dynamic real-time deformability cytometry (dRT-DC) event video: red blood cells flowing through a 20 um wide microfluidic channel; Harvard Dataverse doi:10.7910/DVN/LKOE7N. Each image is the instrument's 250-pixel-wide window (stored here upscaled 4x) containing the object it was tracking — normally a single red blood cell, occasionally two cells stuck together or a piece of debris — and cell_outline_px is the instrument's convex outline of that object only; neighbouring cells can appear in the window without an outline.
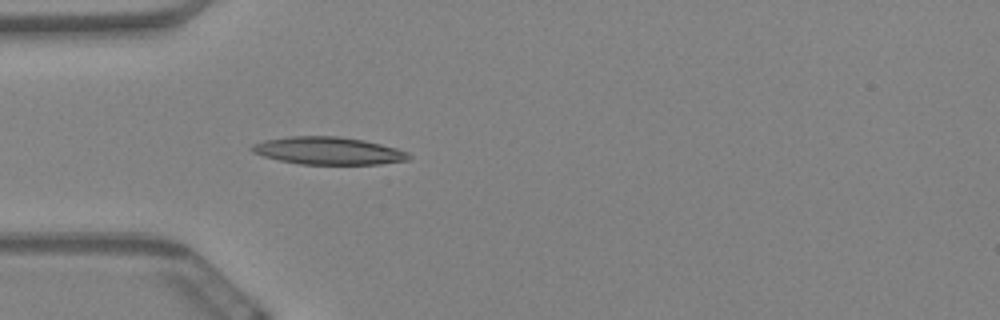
{"species": "Egyptian fruit bat (a non-hibernating species)", "species_latin": "Rousettus aegyptiacus", "temperature_condition": "warm", "stored_images_in_passage": 15, "camera_frame_rate_fps": 3000, "um_per_image_px": 0.085, "animal": {"sex": "female"}, "frame": {"image": 1, "passage_image": 5, "time_ms": 1.333, "image_size_px": [1000, 320], "cell_outline_px": [[412, 156], [408, 160], [380, 164], [300, 164], [280, 160], [264, 156], [252, 152], [248, 148], [252, 144], [264, 140], [288, 136], [340, 136], [364, 140], [396, 148], [408, 152]], "centroid_in_image_um": [27.89, 12.81], "position_along_channel_um": 57.1, "area_um2": 25.26}}
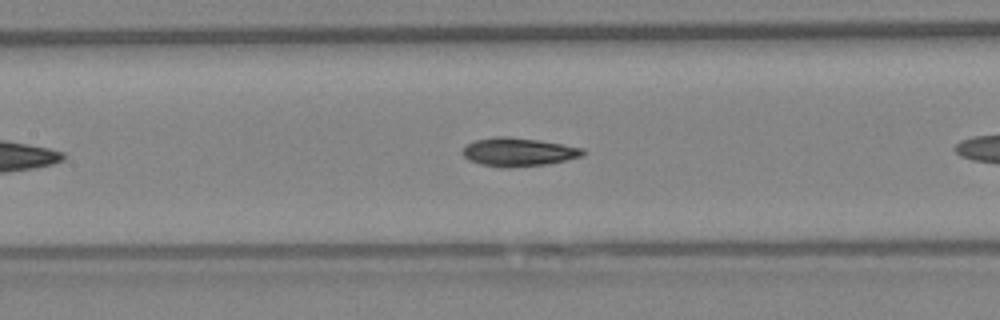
{"frame": {"image": 2, "passage_image": 11, "time_ms": 3.333, "image_size_px": [1000, 320], "cell_outline_px": [[584, 152], [580, 156], [564, 160], [544, 164], [508, 168], [504, 168], [480, 164], [468, 160], [460, 152], [468, 144], [476, 140], [496, 136], [504, 136], [540, 140], [564, 144], [584, 148]], "centroid_in_image_um": [44.02, 12.91], "position_along_channel_um": 163.4, "area_um2": 19.83}}